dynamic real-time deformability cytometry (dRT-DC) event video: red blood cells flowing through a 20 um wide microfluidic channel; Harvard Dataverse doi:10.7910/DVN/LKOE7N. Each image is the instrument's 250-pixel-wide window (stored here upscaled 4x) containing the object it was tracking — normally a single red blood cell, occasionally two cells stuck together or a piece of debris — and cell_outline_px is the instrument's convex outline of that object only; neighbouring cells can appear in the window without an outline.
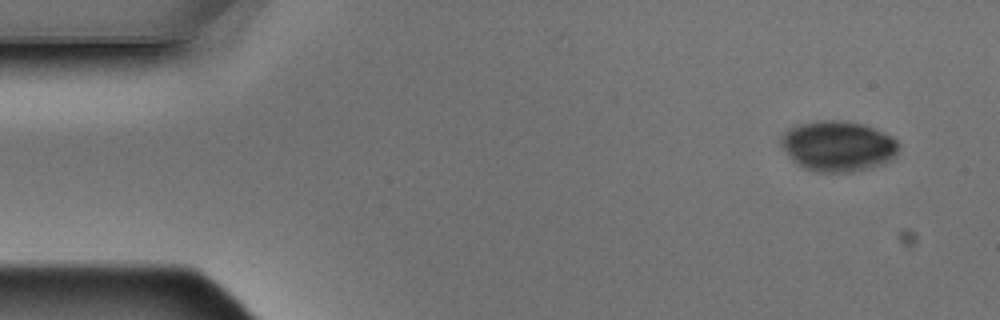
{"species": "Egyptian fruit bat (a non-hibernating species)", "species_latin": "Rousettus aegyptiacus", "temperature_condition": "warm", "stored_images_in_passage": 5, "camera_frame_rate_fps": 3000, "um_per_image_px": 0.085, "animal": {"sex": "male"}, "frame": {"image": 1, "passage_image": 1, "time_ms": 0.0, "image_size_px": [1000, 320], "cell_outline_px": [[900, 144], [896, 156], [892, 160], [852, 172], [816, 172], [804, 168], [792, 160], [784, 148], [780, 140], [780, 136], [788, 128], [800, 124], [820, 120], [836, 120], [864, 124], [892, 136]], "centroid_in_image_um": [71.23, 12.41], "position_along_channel_um": 13.8, "area_um2": 34.51}}